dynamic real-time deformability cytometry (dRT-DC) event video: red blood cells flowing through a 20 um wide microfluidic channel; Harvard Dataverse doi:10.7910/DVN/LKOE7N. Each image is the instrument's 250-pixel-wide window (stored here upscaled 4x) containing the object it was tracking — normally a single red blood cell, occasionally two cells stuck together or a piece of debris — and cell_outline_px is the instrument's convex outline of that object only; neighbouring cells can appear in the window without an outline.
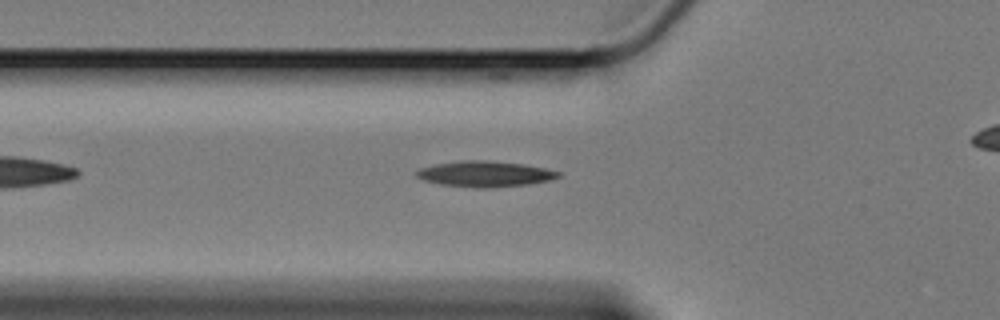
{"species": "Egyptian fruit bat (a non-hibernating species)", "species_latin": "Rousettus aegyptiacus", "temperature_condition": "cold", "stored_images_in_passage": 40, "camera_frame_rate_fps": 3000, "um_per_image_px": 0.085, "animal": {"sex": "female"}, "frame": {"image": 1, "passage_image": 8, "time_ms": 2.333, "image_size_px": [1000, 320], "cell_outline_px": [[560, 176], [548, 180], [528, 184], [492, 188], [480, 188], [440, 184], [424, 180], [416, 176], [416, 172], [420, 168], [436, 164], [460, 160], [484, 160], [524, 164], [544, 168], [560, 172]], "centroid_in_image_um": [41.2, 14.78], "position_along_channel_um": 84.6, "area_um2": 21.1}}
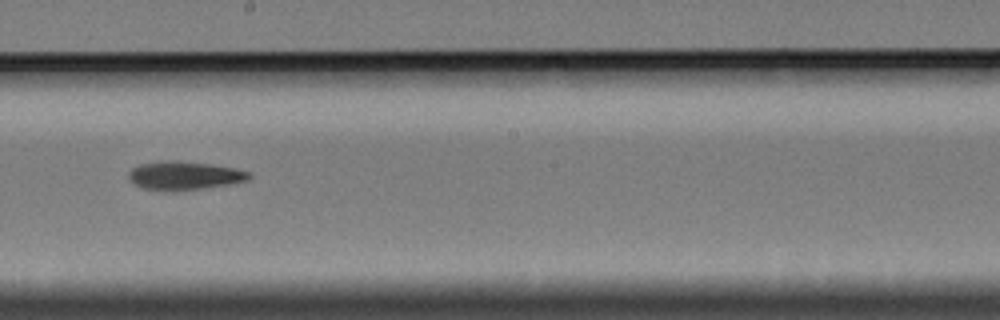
{"frame": {"image": 2, "passage_image": 21, "time_ms": 6.667, "image_size_px": [1000, 320], "cell_outline_px": [[252, 176], [248, 180], [176, 192], [144, 188], [132, 184], [128, 180], [128, 172], [132, 168], [140, 164], [160, 160], [176, 160], [212, 164], [236, 168], [248, 172]], "centroid_in_image_um": [15.59, 14.91], "position_along_channel_um": 232.6, "area_um2": 20.11}}
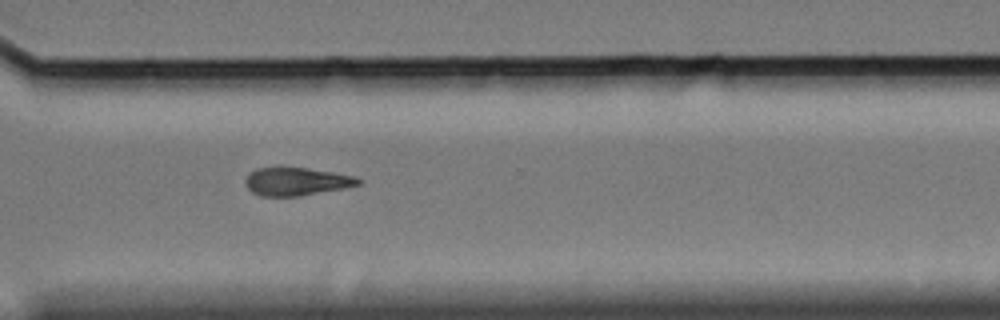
{"frame": {"image": 3, "passage_image": 31, "time_ms": 10.0, "image_size_px": [1000, 320], "cell_outline_px": [[364, 180], [360, 184], [344, 188], [300, 196], [260, 196], [252, 192], [244, 184], [244, 180], [248, 172], [256, 168], [280, 164], [308, 168], [356, 176]], "centroid_in_image_um": [25.14, 15.38], "position_along_channel_um": 345.5, "area_um2": 19.31}}